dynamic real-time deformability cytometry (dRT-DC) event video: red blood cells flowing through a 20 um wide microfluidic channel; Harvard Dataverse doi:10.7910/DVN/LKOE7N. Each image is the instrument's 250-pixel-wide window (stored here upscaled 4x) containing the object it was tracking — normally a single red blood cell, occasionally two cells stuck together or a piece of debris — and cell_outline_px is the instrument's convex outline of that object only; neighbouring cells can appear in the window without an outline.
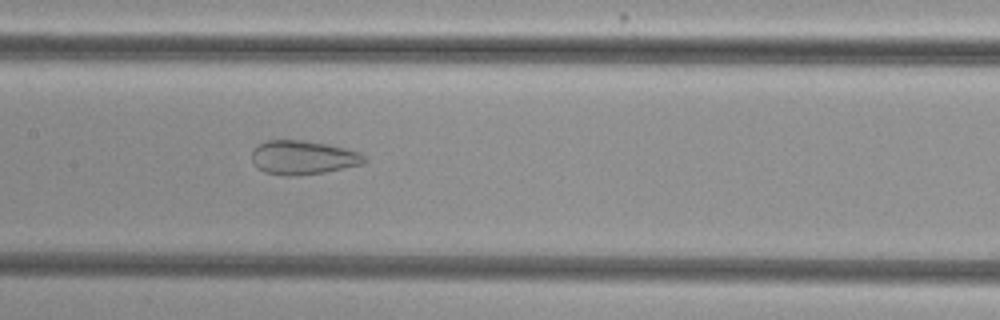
{"species": "common noctule bat (a hibernating species)", "species_latin": "Nyctalus noctula", "temperature_condition": "cold", "stored_images_in_passage": 51, "camera_frame_rate_fps": 3000, "um_per_image_px": 0.085, "animal": {"sex": "female", "body_mass_g": 29.2, "forearm_length_mm": 56.3}, "frame": {"image": 1, "passage_image": 24, "time_ms": 7.667, "image_size_px": [1000, 320], "cell_outline_px": [[364, 164], [324, 172], [296, 176], [284, 176], [264, 172], [256, 168], [252, 164], [252, 148], [264, 140], [304, 140], [328, 144], [360, 152], [364, 156]], "centroid_in_image_um": [25.69, 13.39], "position_along_channel_um": 181.7, "area_um2": 22.54}}
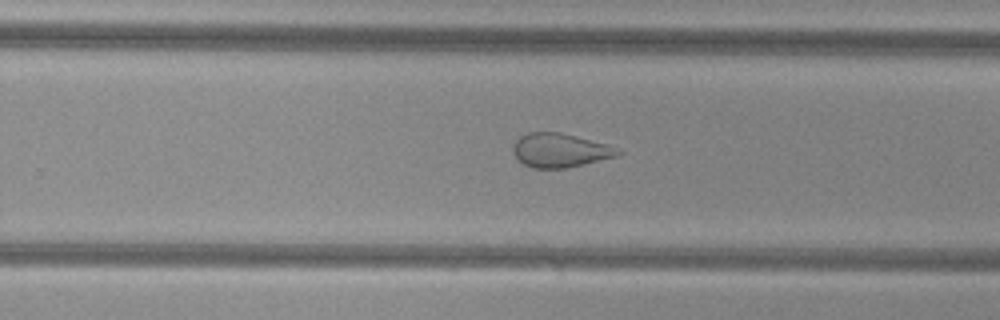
{"frame": {"image": 2, "passage_image": 32, "time_ms": 10.333, "image_size_px": [1000, 320], "cell_outline_px": [[624, 152], [620, 156], [584, 164], [564, 168], [532, 168], [524, 164], [512, 152], [512, 144], [520, 136], [528, 132], [560, 132], [608, 144]], "centroid_in_image_um": [47.62, 12.77], "position_along_channel_um": 282.2, "area_um2": 20.87}}
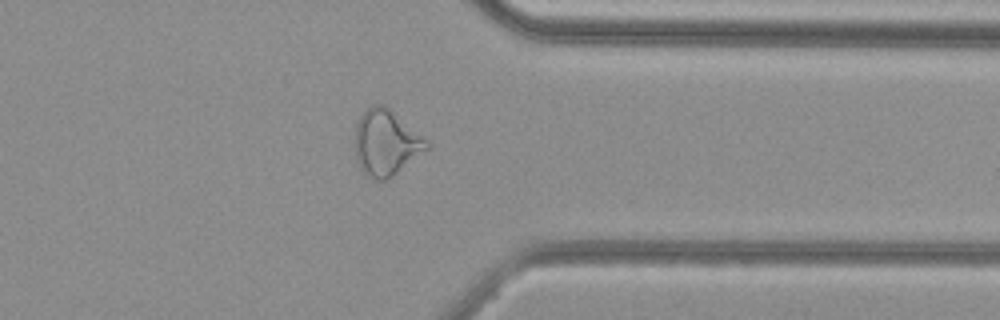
{"frame": {"image": 3, "passage_image": 40, "time_ms": 13.0, "image_size_px": [1000, 320], "cell_outline_px": [[432, 144], [428, 148], [392, 176], [384, 180], [376, 180], [368, 176], [360, 168], [356, 160], [356, 124], [360, 116], [372, 104], [384, 104], [428, 140]], "centroid_in_image_um": [32.81, 12.12], "position_along_channel_um": 378.6, "area_um2": 27.11}, "authors_computed_cell_mechanics": {"area_um2": 28.9, "velocity_mm_per_s": 3.7858, "shape_relaxation_time_tau1_ms": null, "shape_relaxation_time_tau2_ms": 1.6281, "deformation_change_tau1": null, "deformation_change_tau2": 0.0915}}